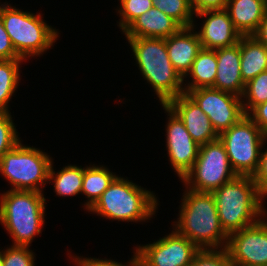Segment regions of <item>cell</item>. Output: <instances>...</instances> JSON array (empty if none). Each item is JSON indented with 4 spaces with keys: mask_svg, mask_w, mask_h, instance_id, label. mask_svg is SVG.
<instances>
[{
    "mask_svg": "<svg viewBox=\"0 0 267 266\" xmlns=\"http://www.w3.org/2000/svg\"><path fill=\"white\" fill-rule=\"evenodd\" d=\"M193 26L182 27L177 33L165 38L169 59L175 70L184 77L192 68L193 61L202 50L198 33H192Z\"/></svg>",
    "mask_w": 267,
    "mask_h": 266,
    "instance_id": "17",
    "label": "cell"
},
{
    "mask_svg": "<svg viewBox=\"0 0 267 266\" xmlns=\"http://www.w3.org/2000/svg\"><path fill=\"white\" fill-rule=\"evenodd\" d=\"M153 6L176 20L182 27L193 24V10L189 0H152Z\"/></svg>",
    "mask_w": 267,
    "mask_h": 266,
    "instance_id": "25",
    "label": "cell"
},
{
    "mask_svg": "<svg viewBox=\"0 0 267 266\" xmlns=\"http://www.w3.org/2000/svg\"><path fill=\"white\" fill-rule=\"evenodd\" d=\"M162 106L170 116L166 132L169 160L175 172L183 179L192 169L198 157L200 145L192 139L180 118L165 104Z\"/></svg>",
    "mask_w": 267,
    "mask_h": 266,
    "instance_id": "13",
    "label": "cell"
},
{
    "mask_svg": "<svg viewBox=\"0 0 267 266\" xmlns=\"http://www.w3.org/2000/svg\"><path fill=\"white\" fill-rule=\"evenodd\" d=\"M252 36L267 47V12Z\"/></svg>",
    "mask_w": 267,
    "mask_h": 266,
    "instance_id": "36",
    "label": "cell"
},
{
    "mask_svg": "<svg viewBox=\"0 0 267 266\" xmlns=\"http://www.w3.org/2000/svg\"><path fill=\"white\" fill-rule=\"evenodd\" d=\"M0 222L12 236L14 245L28 246L41 233L45 198L41 192L10 190L0 198Z\"/></svg>",
    "mask_w": 267,
    "mask_h": 266,
    "instance_id": "4",
    "label": "cell"
},
{
    "mask_svg": "<svg viewBox=\"0 0 267 266\" xmlns=\"http://www.w3.org/2000/svg\"><path fill=\"white\" fill-rule=\"evenodd\" d=\"M216 50L203 49L197 54L189 71L193 80L184 88L185 93L198 88L214 87L217 72Z\"/></svg>",
    "mask_w": 267,
    "mask_h": 266,
    "instance_id": "21",
    "label": "cell"
},
{
    "mask_svg": "<svg viewBox=\"0 0 267 266\" xmlns=\"http://www.w3.org/2000/svg\"><path fill=\"white\" fill-rule=\"evenodd\" d=\"M156 207L153 193L117 176L88 210L109 219L134 222L147 220Z\"/></svg>",
    "mask_w": 267,
    "mask_h": 266,
    "instance_id": "5",
    "label": "cell"
},
{
    "mask_svg": "<svg viewBox=\"0 0 267 266\" xmlns=\"http://www.w3.org/2000/svg\"><path fill=\"white\" fill-rule=\"evenodd\" d=\"M19 139L9 112L0 113V160L20 142Z\"/></svg>",
    "mask_w": 267,
    "mask_h": 266,
    "instance_id": "28",
    "label": "cell"
},
{
    "mask_svg": "<svg viewBox=\"0 0 267 266\" xmlns=\"http://www.w3.org/2000/svg\"><path fill=\"white\" fill-rule=\"evenodd\" d=\"M75 260V262H77L76 264L78 266H126L123 265L121 263L118 262H114V260H99V259H81V258H77L73 259ZM78 260V261H77ZM128 266H142L141 261H140V257L136 251V254L134 255L132 261L129 262Z\"/></svg>",
    "mask_w": 267,
    "mask_h": 266,
    "instance_id": "33",
    "label": "cell"
},
{
    "mask_svg": "<svg viewBox=\"0 0 267 266\" xmlns=\"http://www.w3.org/2000/svg\"><path fill=\"white\" fill-rule=\"evenodd\" d=\"M211 14V15H209ZM209 17L198 33L203 49L217 50L231 47L238 43L242 35L235 28L226 9L205 10L197 17Z\"/></svg>",
    "mask_w": 267,
    "mask_h": 266,
    "instance_id": "15",
    "label": "cell"
},
{
    "mask_svg": "<svg viewBox=\"0 0 267 266\" xmlns=\"http://www.w3.org/2000/svg\"><path fill=\"white\" fill-rule=\"evenodd\" d=\"M52 167L51 163L48 180L54 179V189L59 196H74L81 192L84 168L69 165L55 175Z\"/></svg>",
    "mask_w": 267,
    "mask_h": 266,
    "instance_id": "23",
    "label": "cell"
},
{
    "mask_svg": "<svg viewBox=\"0 0 267 266\" xmlns=\"http://www.w3.org/2000/svg\"><path fill=\"white\" fill-rule=\"evenodd\" d=\"M4 262V252H0V266H3Z\"/></svg>",
    "mask_w": 267,
    "mask_h": 266,
    "instance_id": "37",
    "label": "cell"
},
{
    "mask_svg": "<svg viewBox=\"0 0 267 266\" xmlns=\"http://www.w3.org/2000/svg\"><path fill=\"white\" fill-rule=\"evenodd\" d=\"M194 14L205 10L225 9L227 0H189Z\"/></svg>",
    "mask_w": 267,
    "mask_h": 266,
    "instance_id": "34",
    "label": "cell"
},
{
    "mask_svg": "<svg viewBox=\"0 0 267 266\" xmlns=\"http://www.w3.org/2000/svg\"><path fill=\"white\" fill-rule=\"evenodd\" d=\"M116 177L103 166L84 169L81 193L90 199L87 204L85 203L87 210L95 204Z\"/></svg>",
    "mask_w": 267,
    "mask_h": 266,
    "instance_id": "22",
    "label": "cell"
},
{
    "mask_svg": "<svg viewBox=\"0 0 267 266\" xmlns=\"http://www.w3.org/2000/svg\"><path fill=\"white\" fill-rule=\"evenodd\" d=\"M41 14H31L0 6V17L16 53L22 58L44 53L58 37L57 31L44 21Z\"/></svg>",
    "mask_w": 267,
    "mask_h": 266,
    "instance_id": "6",
    "label": "cell"
},
{
    "mask_svg": "<svg viewBox=\"0 0 267 266\" xmlns=\"http://www.w3.org/2000/svg\"><path fill=\"white\" fill-rule=\"evenodd\" d=\"M144 78L152 85L161 104L185 93L184 79L173 67L163 38H127Z\"/></svg>",
    "mask_w": 267,
    "mask_h": 266,
    "instance_id": "3",
    "label": "cell"
},
{
    "mask_svg": "<svg viewBox=\"0 0 267 266\" xmlns=\"http://www.w3.org/2000/svg\"><path fill=\"white\" fill-rule=\"evenodd\" d=\"M187 94L198 104L208 116L213 129L219 135L239 122L246 114L243 109L242 97L208 88L189 90Z\"/></svg>",
    "mask_w": 267,
    "mask_h": 266,
    "instance_id": "10",
    "label": "cell"
},
{
    "mask_svg": "<svg viewBox=\"0 0 267 266\" xmlns=\"http://www.w3.org/2000/svg\"><path fill=\"white\" fill-rule=\"evenodd\" d=\"M22 59L15 51L0 17V60Z\"/></svg>",
    "mask_w": 267,
    "mask_h": 266,
    "instance_id": "31",
    "label": "cell"
},
{
    "mask_svg": "<svg viewBox=\"0 0 267 266\" xmlns=\"http://www.w3.org/2000/svg\"><path fill=\"white\" fill-rule=\"evenodd\" d=\"M182 26L156 7L137 17L123 32L127 38H168Z\"/></svg>",
    "mask_w": 267,
    "mask_h": 266,
    "instance_id": "18",
    "label": "cell"
},
{
    "mask_svg": "<svg viewBox=\"0 0 267 266\" xmlns=\"http://www.w3.org/2000/svg\"><path fill=\"white\" fill-rule=\"evenodd\" d=\"M183 196L175 231L189 239L200 250H218L219 246L226 249L228 235L220 224L213 194L189 189ZM222 241H225V245L221 246Z\"/></svg>",
    "mask_w": 267,
    "mask_h": 266,
    "instance_id": "1",
    "label": "cell"
},
{
    "mask_svg": "<svg viewBox=\"0 0 267 266\" xmlns=\"http://www.w3.org/2000/svg\"><path fill=\"white\" fill-rule=\"evenodd\" d=\"M165 105L180 118L198 145L201 146L218 139L219 135L213 129L208 116L187 93L169 100Z\"/></svg>",
    "mask_w": 267,
    "mask_h": 266,
    "instance_id": "14",
    "label": "cell"
},
{
    "mask_svg": "<svg viewBox=\"0 0 267 266\" xmlns=\"http://www.w3.org/2000/svg\"><path fill=\"white\" fill-rule=\"evenodd\" d=\"M122 20L119 25L124 31L137 17L153 7L152 0H120Z\"/></svg>",
    "mask_w": 267,
    "mask_h": 266,
    "instance_id": "27",
    "label": "cell"
},
{
    "mask_svg": "<svg viewBox=\"0 0 267 266\" xmlns=\"http://www.w3.org/2000/svg\"><path fill=\"white\" fill-rule=\"evenodd\" d=\"M199 250L176 231L153 244L136 249L142 266H190Z\"/></svg>",
    "mask_w": 267,
    "mask_h": 266,
    "instance_id": "12",
    "label": "cell"
},
{
    "mask_svg": "<svg viewBox=\"0 0 267 266\" xmlns=\"http://www.w3.org/2000/svg\"><path fill=\"white\" fill-rule=\"evenodd\" d=\"M23 59L0 60V113H8L7 104L19 83V63Z\"/></svg>",
    "mask_w": 267,
    "mask_h": 266,
    "instance_id": "24",
    "label": "cell"
},
{
    "mask_svg": "<svg viewBox=\"0 0 267 266\" xmlns=\"http://www.w3.org/2000/svg\"><path fill=\"white\" fill-rule=\"evenodd\" d=\"M223 143L233 171L239 176H254L261 157L260 148L266 141L261 129L245 115L239 122L218 136Z\"/></svg>",
    "mask_w": 267,
    "mask_h": 266,
    "instance_id": "7",
    "label": "cell"
},
{
    "mask_svg": "<svg viewBox=\"0 0 267 266\" xmlns=\"http://www.w3.org/2000/svg\"><path fill=\"white\" fill-rule=\"evenodd\" d=\"M248 117L267 135V101L255 106Z\"/></svg>",
    "mask_w": 267,
    "mask_h": 266,
    "instance_id": "35",
    "label": "cell"
},
{
    "mask_svg": "<svg viewBox=\"0 0 267 266\" xmlns=\"http://www.w3.org/2000/svg\"><path fill=\"white\" fill-rule=\"evenodd\" d=\"M217 72L214 89L242 97L245 83L240 70V40L231 47L216 50Z\"/></svg>",
    "mask_w": 267,
    "mask_h": 266,
    "instance_id": "16",
    "label": "cell"
},
{
    "mask_svg": "<svg viewBox=\"0 0 267 266\" xmlns=\"http://www.w3.org/2000/svg\"><path fill=\"white\" fill-rule=\"evenodd\" d=\"M253 179L257 184L260 194L264 197L267 195V150L261 152L259 167L254 174Z\"/></svg>",
    "mask_w": 267,
    "mask_h": 266,
    "instance_id": "32",
    "label": "cell"
},
{
    "mask_svg": "<svg viewBox=\"0 0 267 266\" xmlns=\"http://www.w3.org/2000/svg\"><path fill=\"white\" fill-rule=\"evenodd\" d=\"M226 250L233 265L267 266V222L260 220L228 236Z\"/></svg>",
    "mask_w": 267,
    "mask_h": 266,
    "instance_id": "11",
    "label": "cell"
},
{
    "mask_svg": "<svg viewBox=\"0 0 267 266\" xmlns=\"http://www.w3.org/2000/svg\"><path fill=\"white\" fill-rule=\"evenodd\" d=\"M240 55V70L245 84L267 70V47L252 35L240 38Z\"/></svg>",
    "mask_w": 267,
    "mask_h": 266,
    "instance_id": "20",
    "label": "cell"
},
{
    "mask_svg": "<svg viewBox=\"0 0 267 266\" xmlns=\"http://www.w3.org/2000/svg\"><path fill=\"white\" fill-rule=\"evenodd\" d=\"M51 158L36 148L20 142L0 160V173L14 186L12 190L42 192L38 184L48 180Z\"/></svg>",
    "mask_w": 267,
    "mask_h": 266,
    "instance_id": "8",
    "label": "cell"
},
{
    "mask_svg": "<svg viewBox=\"0 0 267 266\" xmlns=\"http://www.w3.org/2000/svg\"><path fill=\"white\" fill-rule=\"evenodd\" d=\"M212 194L220 224L228 236L257 223V217L265 213L261 202L264 197L252 176L237 175Z\"/></svg>",
    "mask_w": 267,
    "mask_h": 266,
    "instance_id": "2",
    "label": "cell"
},
{
    "mask_svg": "<svg viewBox=\"0 0 267 266\" xmlns=\"http://www.w3.org/2000/svg\"><path fill=\"white\" fill-rule=\"evenodd\" d=\"M242 97L248 98V102L243 103V109L246 115L255 106L267 101V70L261 72L245 84Z\"/></svg>",
    "mask_w": 267,
    "mask_h": 266,
    "instance_id": "26",
    "label": "cell"
},
{
    "mask_svg": "<svg viewBox=\"0 0 267 266\" xmlns=\"http://www.w3.org/2000/svg\"><path fill=\"white\" fill-rule=\"evenodd\" d=\"M190 266H232L226 249H204L199 250Z\"/></svg>",
    "mask_w": 267,
    "mask_h": 266,
    "instance_id": "29",
    "label": "cell"
},
{
    "mask_svg": "<svg viewBox=\"0 0 267 266\" xmlns=\"http://www.w3.org/2000/svg\"><path fill=\"white\" fill-rule=\"evenodd\" d=\"M28 246L13 245L4 251L3 266H34V256Z\"/></svg>",
    "mask_w": 267,
    "mask_h": 266,
    "instance_id": "30",
    "label": "cell"
},
{
    "mask_svg": "<svg viewBox=\"0 0 267 266\" xmlns=\"http://www.w3.org/2000/svg\"><path fill=\"white\" fill-rule=\"evenodd\" d=\"M236 176L237 174L231 168L225 147L218 138L200 146L192 169L182 180L190 186V190L212 193Z\"/></svg>",
    "mask_w": 267,
    "mask_h": 266,
    "instance_id": "9",
    "label": "cell"
},
{
    "mask_svg": "<svg viewBox=\"0 0 267 266\" xmlns=\"http://www.w3.org/2000/svg\"><path fill=\"white\" fill-rule=\"evenodd\" d=\"M225 9L242 36H251L267 12L265 0H227Z\"/></svg>",
    "mask_w": 267,
    "mask_h": 266,
    "instance_id": "19",
    "label": "cell"
}]
</instances>
